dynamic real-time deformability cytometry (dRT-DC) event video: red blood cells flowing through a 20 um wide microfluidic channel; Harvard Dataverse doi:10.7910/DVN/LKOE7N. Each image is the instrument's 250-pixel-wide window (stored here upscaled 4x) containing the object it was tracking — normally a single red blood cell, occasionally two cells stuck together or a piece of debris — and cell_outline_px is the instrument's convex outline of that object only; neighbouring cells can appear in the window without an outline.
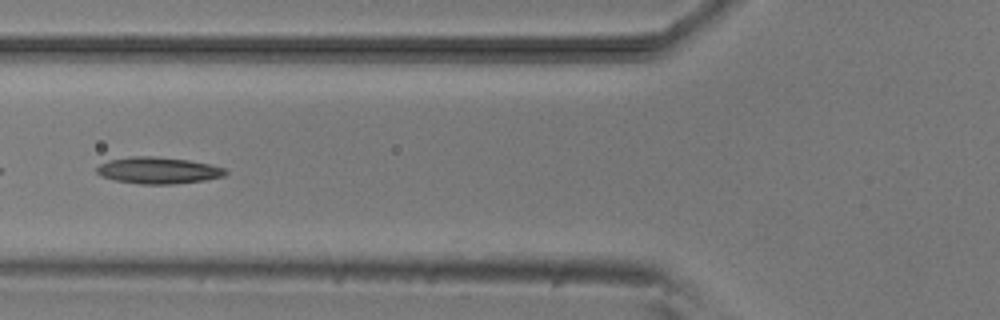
{"species": "common noctule bat (a hibernating species)", "species_latin": "Nyctalus noctula", "temperature_condition": "room temperature", "stored_images_in_passage": 28, "camera_frame_rate_fps": 3000, "um_per_image_px": 0.085, "animal": {"sex": "male", "body_mass_g": 20.5, "forearm_length_mm": 52.5}, "frame": {"image": 1, "passage_image": 20, "time_ms": 6.333, "image_size_px": [1000, 320], "cell_outline_px": [[228, 172], [224, 176], [204, 180], [172, 184], [140, 184], [116, 180], [100, 176], [96, 172], [96, 168], [100, 164], [108, 160], [128, 156], [152, 156], [188, 160], [208, 164], [224, 168]], "centroid_in_image_um": [13.41, 14.48], "position_along_channel_um": 112.4, "area_um2": 19.88}}